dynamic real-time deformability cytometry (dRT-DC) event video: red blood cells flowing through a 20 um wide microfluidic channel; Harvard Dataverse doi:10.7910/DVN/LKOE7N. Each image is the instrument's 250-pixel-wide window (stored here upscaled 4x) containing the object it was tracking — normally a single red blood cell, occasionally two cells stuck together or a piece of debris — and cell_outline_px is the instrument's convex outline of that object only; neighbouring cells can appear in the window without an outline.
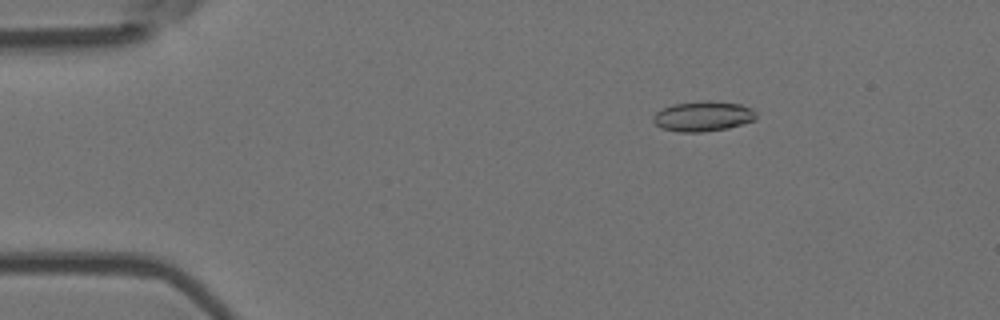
{"species": "Egyptian fruit bat (a non-hibernating species)", "species_latin": "Rousettus aegyptiacus", "temperature_condition": "room temperature", "stored_images_in_passage": 5, "camera_frame_rate_fps": 3000, "um_per_image_px": 0.085, "animal": {"sex": "female"}, "frame": {"image": 1, "passage_image": 3, "time_ms": 0.667, "image_size_px": [1000, 320], "cell_outline_px": [[756, 120], [728, 128], [704, 132], [680, 132], [660, 128], [652, 120], [652, 116], [656, 112], [672, 104], [708, 100], [740, 104], [752, 108], [756, 112]], "centroid_in_image_um": [59.76, 9.88], "position_along_channel_um": 25.2, "area_um2": 18.21}}